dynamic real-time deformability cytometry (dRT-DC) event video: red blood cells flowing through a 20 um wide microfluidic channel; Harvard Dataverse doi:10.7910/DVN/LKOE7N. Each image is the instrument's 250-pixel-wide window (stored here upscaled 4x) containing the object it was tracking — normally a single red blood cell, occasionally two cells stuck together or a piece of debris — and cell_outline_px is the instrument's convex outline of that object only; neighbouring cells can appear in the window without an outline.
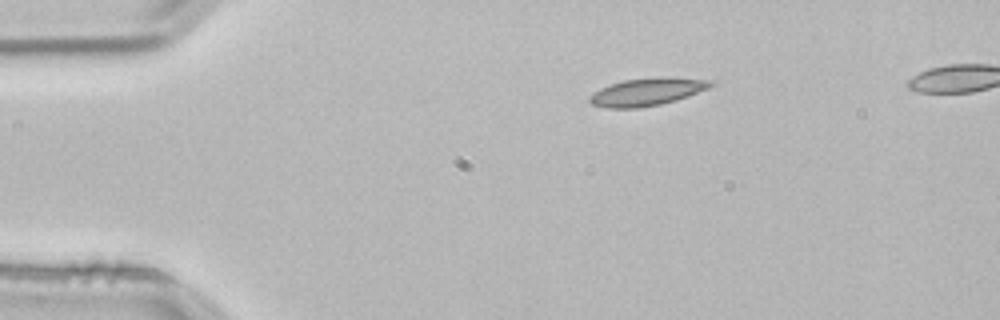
{"species": "common noctule bat (a hibernating species)", "species_latin": "Nyctalus noctula", "temperature_condition": "room temperature", "stored_images_in_passage": 3, "camera_frame_rate_fps": 3000, "um_per_image_px": 0.085, "animal": {"sex": "male", "body_mass_g": 21.5, "forearm_length_mm": 52.0}, "frame": {"image": 1, "passage_image": 1, "time_ms": 0.0, "image_size_px": [1000, 320], "cell_outline_px": [[716, 84], [708, 88], [676, 100], [660, 104], [640, 108], [608, 108], [592, 104], [588, 100], [588, 96], [592, 92], [600, 88], [624, 80], [656, 76], [668, 76], [716, 80]], "centroid_in_image_um": [55.03, 7.78], "position_along_channel_um": 30.0, "area_um2": 19.83}}